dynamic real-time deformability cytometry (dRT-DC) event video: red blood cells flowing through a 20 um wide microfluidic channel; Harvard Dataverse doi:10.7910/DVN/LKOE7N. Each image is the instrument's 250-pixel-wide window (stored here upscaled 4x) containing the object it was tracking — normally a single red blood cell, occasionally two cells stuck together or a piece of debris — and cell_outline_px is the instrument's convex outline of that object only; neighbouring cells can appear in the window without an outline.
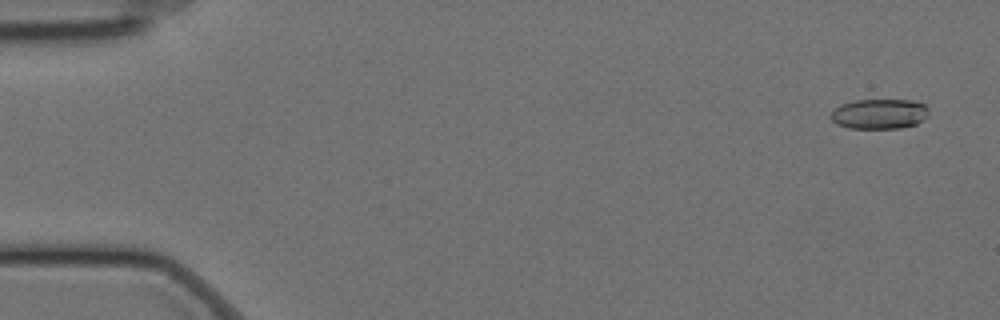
{"species": "Egyptian fruit bat (a non-hibernating species)", "species_latin": "Rousettus aegyptiacus", "temperature_condition": "cold", "stored_images_in_passage": 57, "camera_frame_rate_fps": 3000, "um_per_image_px": 0.085, "animal": {"sex": "female"}, "frame": {"image": 1, "passage_image": 1, "time_ms": 0.0, "image_size_px": [1000, 320], "cell_outline_px": [[928, 116], [916, 124], [900, 128], [848, 128], [836, 124], [828, 116], [832, 108], [840, 104], [856, 100], [912, 100], [924, 104], [928, 108]], "centroid_in_image_um": [74.69, 9.68], "position_along_channel_um": 10.3, "area_um2": 17.4}}
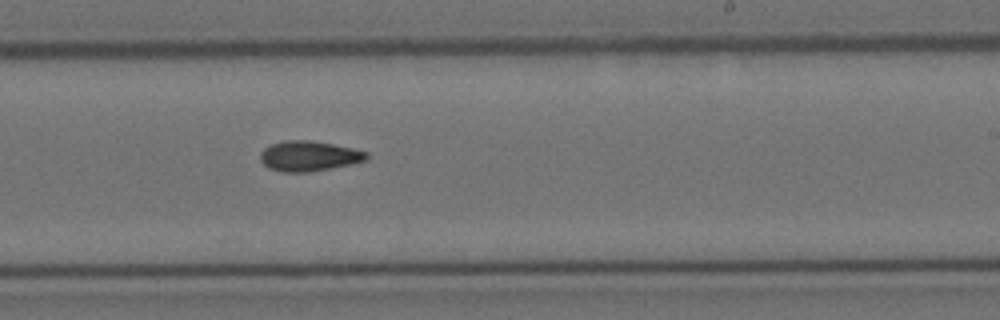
{"frame": {"image": 2, "passage_image": 34, "time_ms": 11.0, "image_size_px": [1000, 320], "cell_outline_px": [[368, 160], [352, 164], [308, 172], [280, 172], [268, 168], [260, 160], [260, 152], [264, 148], [272, 144], [284, 140], [312, 140], [352, 148], [368, 152]], "centroid_in_image_um": [26.25, 13.26], "position_along_channel_um": 262.8, "area_um2": 18.79}}
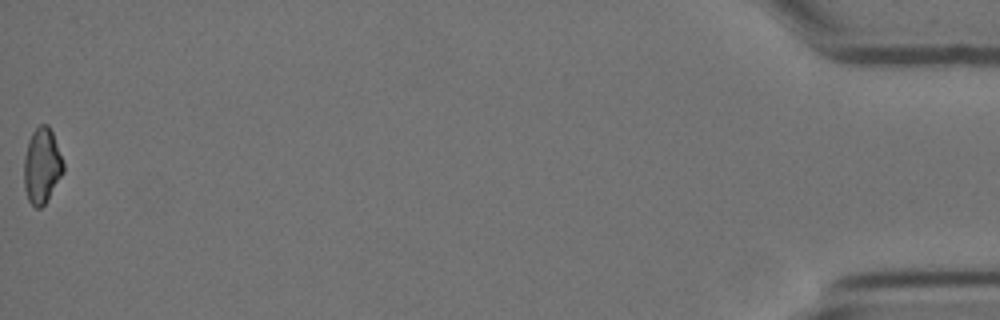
{"frame": {"image": 3, "passage_image": 57, "time_ms": 18.667, "image_size_px": [1000, 320], "cell_outline_px": [[64, 172], [44, 204], [40, 208], [36, 208], [28, 200], [24, 188], [24, 156], [28, 140], [32, 132], [40, 124], [48, 124], [52, 132], [64, 164]], "centroid_in_image_um": [3.55, 14.08], "position_along_channel_um": 431.7, "area_um2": 17.22}, "authors_computed_cell_mechanics": {"area_um2": 18.0914, "velocity_mm_per_s": 3.48, "shape_relaxation_time_tau1_ms": null, "shape_relaxation_time_tau2_ms": 6.7576, "deformation_change_tau1": null, "deformation_change_tau2": 0.1276}}